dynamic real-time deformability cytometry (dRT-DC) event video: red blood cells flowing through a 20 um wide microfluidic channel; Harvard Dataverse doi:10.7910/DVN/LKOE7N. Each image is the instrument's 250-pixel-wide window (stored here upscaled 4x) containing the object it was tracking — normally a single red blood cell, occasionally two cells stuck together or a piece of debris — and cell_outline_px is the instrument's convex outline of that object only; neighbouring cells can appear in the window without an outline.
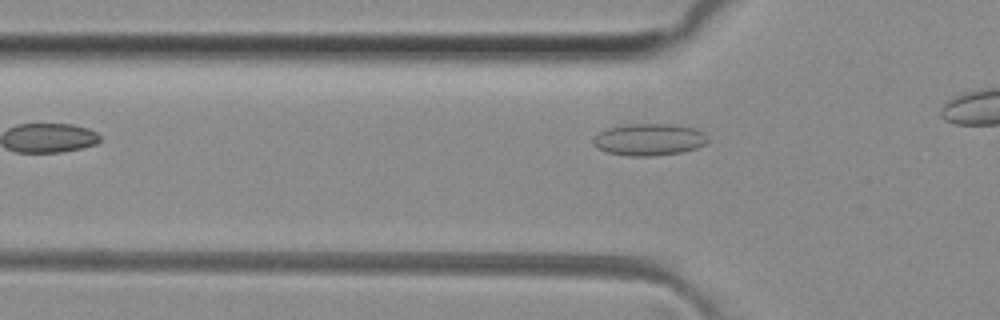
{"species": "common noctule bat (a hibernating species)", "species_latin": "Nyctalus noctula", "temperature_condition": "room temperature", "stored_images_in_passage": 8, "camera_frame_rate_fps": 3000, "um_per_image_px": 0.085, "animal": {"sex": "female", "body_mass_g": 29.2, "forearm_length_mm": 56.3}, "frame": {"image": 1, "passage_image": 2, "time_ms": 0.333, "image_size_px": [1000, 320], "cell_outline_px": [[708, 140], [704, 144], [696, 148], [684, 152], [652, 156], [628, 156], [608, 152], [596, 148], [592, 144], [592, 140], [600, 132], [608, 128], [628, 124], [672, 124], [696, 128], [704, 132], [708, 136]], "centroid_in_image_um": [55.19, 11.86], "position_along_channel_um": 70.6, "area_um2": 21.44}}
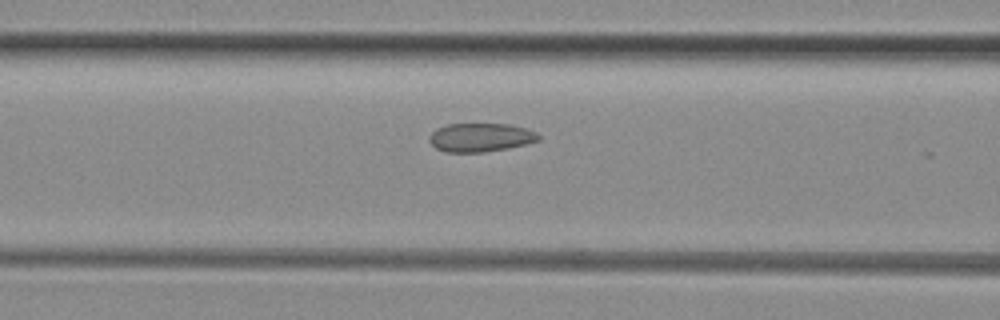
{"frame": {"image": 2, "passage_image": 6, "time_ms": 1.667, "image_size_px": [1000, 320], "cell_outline_px": [[540, 140], [508, 148], [484, 152], [444, 152], [436, 148], [428, 140], [428, 136], [436, 128], [448, 124], [508, 124], [524, 128], [536, 132], [540, 136]], "centroid_in_image_um": [40.81, 11.68], "position_along_channel_um": 125.8, "area_um2": 18.21}}